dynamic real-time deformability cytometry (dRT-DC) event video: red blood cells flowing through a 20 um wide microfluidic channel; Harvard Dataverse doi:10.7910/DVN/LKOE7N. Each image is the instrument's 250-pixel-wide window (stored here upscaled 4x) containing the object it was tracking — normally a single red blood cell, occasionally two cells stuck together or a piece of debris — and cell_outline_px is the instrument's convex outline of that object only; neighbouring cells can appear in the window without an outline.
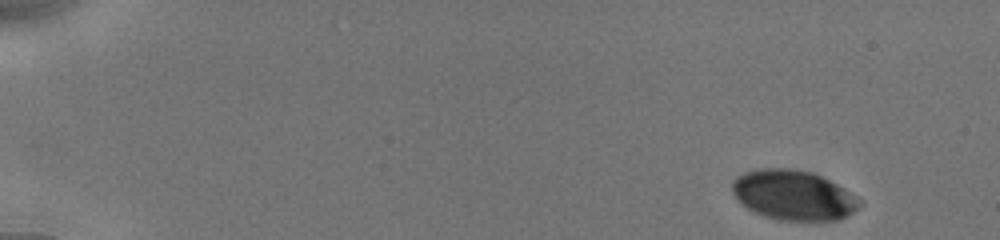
{"species": "human", "species_latin": "Homo sapiens", "temperature_condition": "cold", "stored_images_in_passage": 32, "camera_frame_rate_fps": 3000, "um_per_image_px": 0.085, "donor": {"sex": "male"}, "frame": {"image": 1, "passage_image": 1, "time_ms": 0.0, "image_size_px": [1000, 240], "cell_outline_px": [[860, 204], [852, 212], [840, 220], [776, 220], [764, 216], [748, 208], [736, 200], [732, 192], [732, 180], [736, 176], [744, 172], [764, 168], [788, 168], [812, 172], [844, 188], [856, 196], [860, 200]], "centroid_in_image_um": [67.39, 16.58], "position_along_channel_um": 17.6, "area_um2": 36.88}}
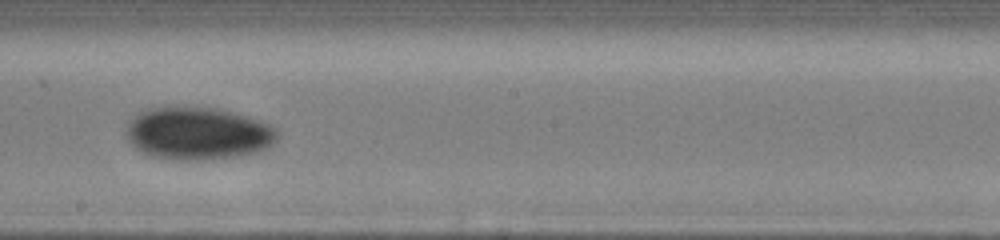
{"frame": {"image": 2, "passage_image": 15, "time_ms": 9.333, "image_size_px": [1000, 240], "cell_outline_px": [[276, 140], [268, 148], [260, 152], [236, 156], [204, 160], [184, 160], [148, 156], [140, 152], [128, 140], [128, 124], [140, 112], [148, 108], [172, 104], [196, 104], [216, 108], [248, 116], [268, 124], [276, 128]], "centroid_in_image_um": [16.81, 11.3], "position_along_channel_um": 231.4, "area_um2": 47.16}}
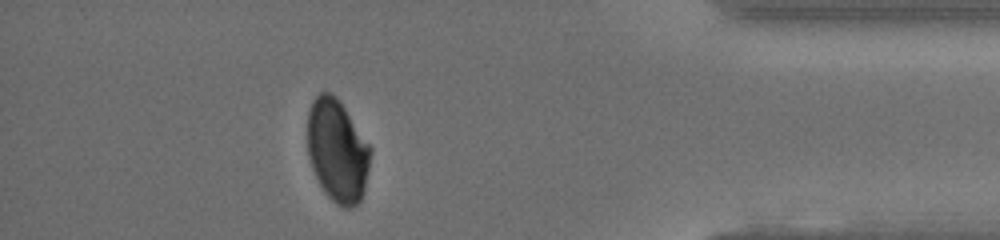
{"frame": {"image": 3, "passage_image": 28, "time_ms": 14.667, "image_size_px": [1000, 240], "cell_outline_px": [[372, 152], [364, 192], [360, 200], [352, 208], [344, 208], [336, 204], [324, 192], [312, 168], [308, 156], [308, 112], [312, 100], [320, 92], [328, 92], [336, 96], [372, 148]], "centroid_in_image_um": [28.68, 12.82], "position_along_channel_um": 406.5, "area_um2": 37.69}, "authors_computed_cell_mechanics": {"area_um2": 40.8068, "velocity_mm_per_s": 3.8845, "shape_relaxation_time_tau1_ms": 3.7653, "shape_relaxation_time_tau2_ms": null, "deformation_change_tau1": 0.098, "deformation_change_tau2": null}}